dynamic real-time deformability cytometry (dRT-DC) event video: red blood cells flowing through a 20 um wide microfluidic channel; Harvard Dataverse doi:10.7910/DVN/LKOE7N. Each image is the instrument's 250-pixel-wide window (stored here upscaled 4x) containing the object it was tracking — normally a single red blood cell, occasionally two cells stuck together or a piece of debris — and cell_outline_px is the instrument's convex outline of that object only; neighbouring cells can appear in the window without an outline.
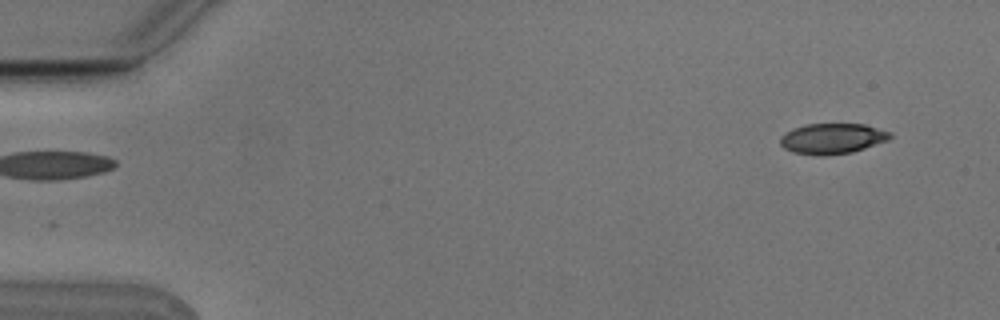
{"species": "Egyptian fruit bat (a non-hibernating species)", "species_latin": "Rousettus aegyptiacus", "temperature_condition": "cold", "stored_images_in_passage": 6, "camera_frame_rate_fps": 3000, "um_per_image_px": 0.085, "animal": {"sex": "male"}, "frame": {"image": 1, "passage_image": 1, "time_ms": 0.0, "image_size_px": [1000, 320], "cell_outline_px": [[892, 136], [888, 140], [852, 152], [824, 156], [820, 156], [792, 152], [784, 148], [780, 144], [780, 136], [792, 128], [804, 124], [864, 124], [892, 132]], "centroid_in_image_um": [70.72, 11.78], "position_along_channel_um": 14.3, "area_um2": 19.65}}
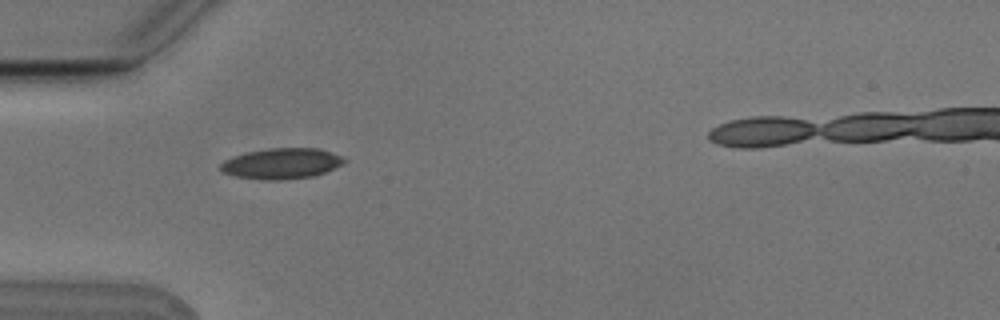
{"frame": {"image": 2, "passage_image": 4, "time_ms": 1.0, "image_size_px": [1000, 320], "cell_outline_px": [[348, 160], [344, 164], [324, 172], [312, 176], [280, 180], [268, 180], [236, 176], [220, 172], [220, 164], [224, 160], [248, 152], [268, 148], [320, 148], [344, 156]], "centroid_in_image_um": [23.98, 13.89], "position_along_channel_um": 61.0, "area_um2": 22.14}}